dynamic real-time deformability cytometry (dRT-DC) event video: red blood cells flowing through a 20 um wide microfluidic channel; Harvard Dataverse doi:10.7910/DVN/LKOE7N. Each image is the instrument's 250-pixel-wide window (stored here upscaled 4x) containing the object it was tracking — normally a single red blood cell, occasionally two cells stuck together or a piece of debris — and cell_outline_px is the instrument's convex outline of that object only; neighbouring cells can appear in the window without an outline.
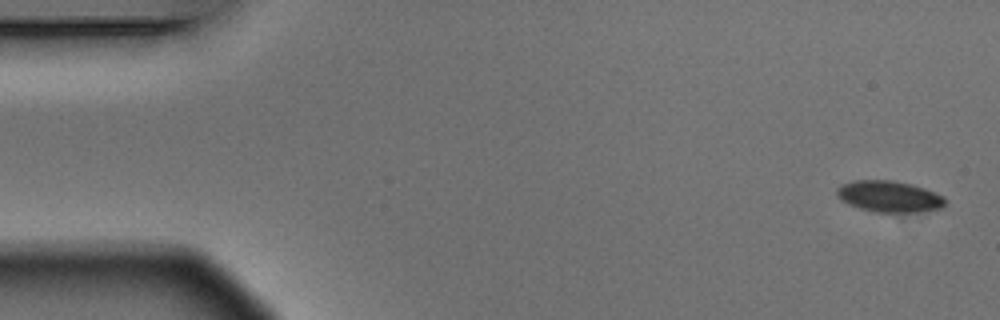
{"species": "Egyptian fruit bat (a non-hibernating species)", "species_latin": "Rousettus aegyptiacus", "temperature_condition": "warm", "stored_images_in_passage": 4, "camera_frame_rate_fps": 3000, "um_per_image_px": 0.085, "animal": {"sex": "male"}, "frame": {"image": 1, "passage_image": 1, "time_ms": 0.0, "image_size_px": [1000, 320], "cell_outline_px": [[944, 204], [940, 208], [912, 212], [876, 212], [860, 208], [848, 204], [840, 200], [836, 196], [836, 188], [840, 184], [852, 180], [892, 180], [924, 188], [944, 196]], "centroid_in_image_um": [75.5, 16.69], "position_along_channel_um": 9.5, "area_um2": 19.65}}
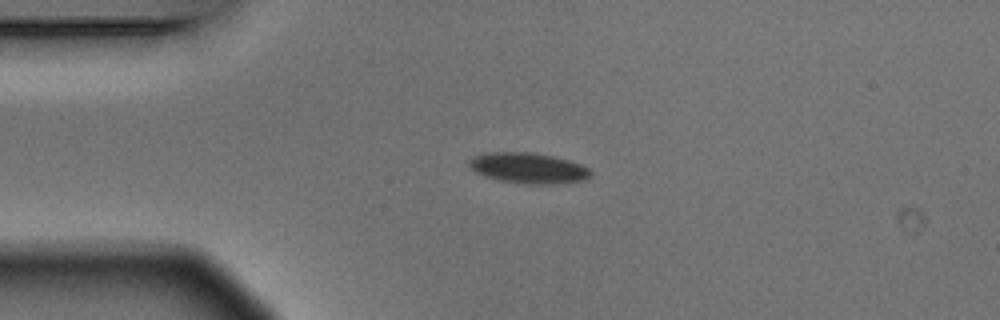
{"frame": {"image": 2, "passage_image": 4, "time_ms": 1.0, "image_size_px": [1000, 320], "cell_outline_px": [[592, 172], [588, 180], [552, 184], [524, 184], [500, 180], [484, 176], [476, 172], [468, 164], [468, 160], [472, 156], [488, 152], [532, 152], [552, 156], [568, 160], [580, 164], [588, 168]], "centroid_in_image_um": [44.91, 14.28], "position_along_channel_um": 40.1, "area_um2": 21.79}}